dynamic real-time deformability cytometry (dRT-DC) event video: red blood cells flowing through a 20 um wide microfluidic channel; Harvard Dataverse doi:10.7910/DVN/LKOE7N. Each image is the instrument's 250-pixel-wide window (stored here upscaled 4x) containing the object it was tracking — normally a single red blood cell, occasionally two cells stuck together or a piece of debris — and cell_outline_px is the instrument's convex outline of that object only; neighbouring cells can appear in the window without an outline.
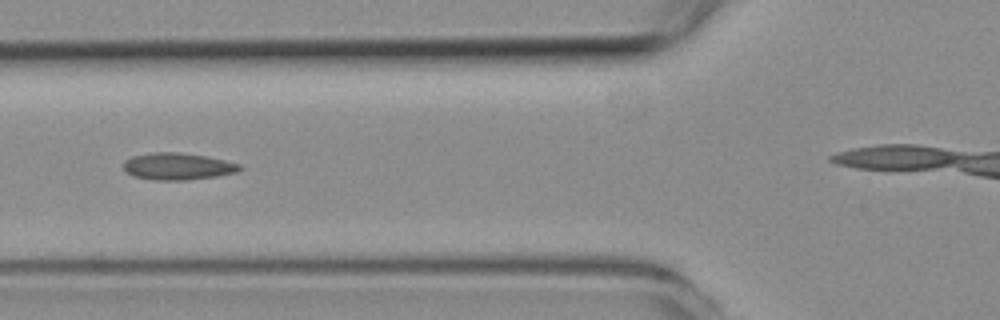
{"species": "common noctule bat (a hibernating species)", "species_latin": "Nyctalus noctula", "temperature_condition": "room temperature", "stored_images_in_passage": 4, "segment_of_instrument_passage": [1, 2], "camera_frame_rate_fps": 3000, "um_per_image_px": 0.085, "animal": {"sex": "female", "body_mass_g": 19.3, "forearm_length_mm": 54.1}, "frame": {"image": 1, "passage_image": 3, "time_ms": 2.333, "image_size_px": [1000, 320], "cell_outline_px": [[244, 168], [236, 172], [216, 176], [188, 180], [152, 180], [132, 176], [124, 168], [124, 160], [132, 156], [152, 152], [180, 152], [204, 156], [224, 160], [240, 164]], "centroid_in_image_um": [15.09, 14.14], "position_along_channel_um": 110.7, "area_um2": 18.26}}